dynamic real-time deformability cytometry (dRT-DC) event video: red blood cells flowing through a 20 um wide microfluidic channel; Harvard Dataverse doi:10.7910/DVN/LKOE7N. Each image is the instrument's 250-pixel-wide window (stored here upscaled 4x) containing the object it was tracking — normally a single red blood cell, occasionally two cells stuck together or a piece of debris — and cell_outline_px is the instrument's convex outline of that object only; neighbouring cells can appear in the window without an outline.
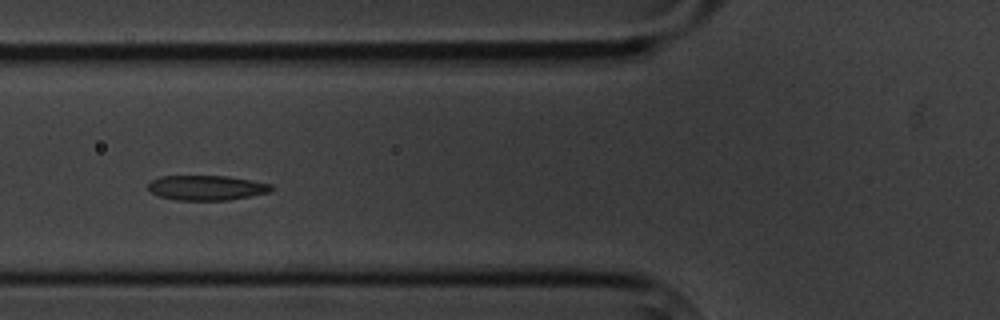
{"species": "common noctule bat (a hibernating species)", "species_latin": "Nyctalus noctula", "temperature_condition": "cold", "stored_images_in_passage": 6, "camera_frame_rate_fps": 3000, "um_per_image_px": 0.085, "animal": {"sex": "male", "body_mass_g": 20.1, "forearm_length_mm": 53.5}, "frame": {"image": 1, "passage_image": 5, "time_ms": 4.667, "image_size_px": [1000, 320], "cell_outline_px": [[276, 188], [272, 192], [228, 200], [176, 200], [156, 196], [148, 188], [148, 184], [152, 180], [160, 176], [228, 176], [252, 180], [272, 184]], "centroid_in_image_um": [17.6, 15.96], "position_along_channel_um": 108.2, "area_um2": 18.09}}
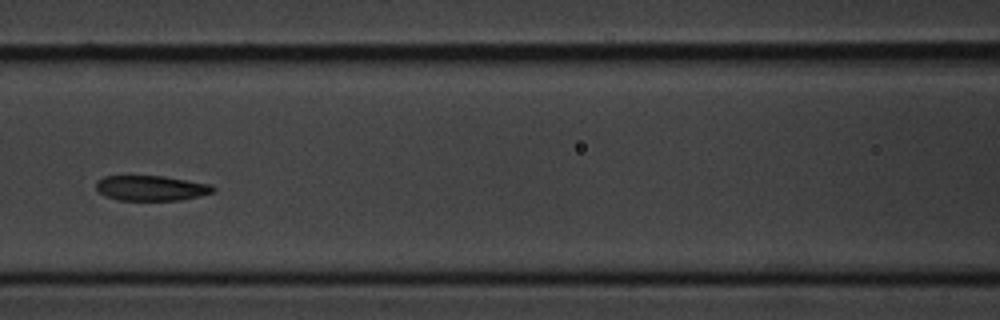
{"frame": {"image": 2, "passage_image": 6, "time_ms": 6.0, "image_size_px": [1000, 320], "cell_outline_px": [[216, 192], [200, 196], [180, 200], [116, 200], [104, 196], [96, 188], [96, 180], [104, 176], [164, 176], [212, 184], [216, 188]], "centroid_in_image_um": [12.88, 15.99], "position_along_channel_um": 153.7, "area_um2": 17.4}}